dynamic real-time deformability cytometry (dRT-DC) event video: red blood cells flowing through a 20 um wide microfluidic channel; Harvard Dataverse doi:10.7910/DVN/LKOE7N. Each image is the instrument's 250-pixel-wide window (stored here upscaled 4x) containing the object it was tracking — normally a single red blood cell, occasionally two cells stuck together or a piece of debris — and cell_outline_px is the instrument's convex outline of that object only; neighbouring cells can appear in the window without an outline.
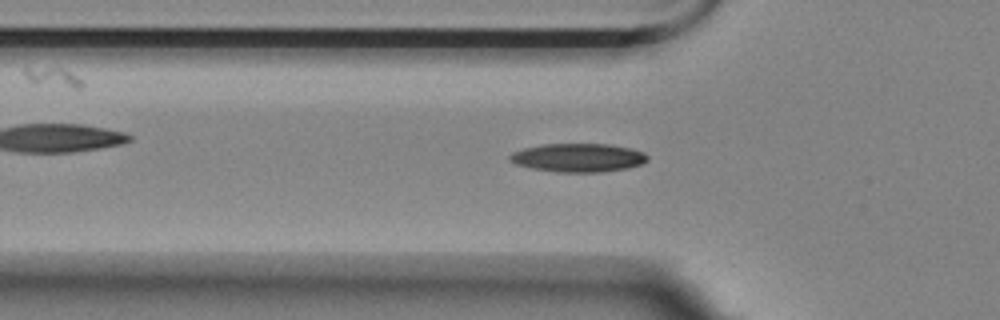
{"species": "Egyptian fruit bat (a non-hibernating species)", "species_latin": "Rousettus aegyptiacus", "temperature_condition": "room temperature", "stored_images_in_passage": 48, "camera_frame_rate_fps": 3000, "um_per_image_px": 0.085, "animal": {"sex": "female"}, "frame": {"image": 1, "passage_image": 12, "time_ms": 3.667, "image_size_px": [1000, 320], "cell_outline_px": [[648, 160], [640, 164], [628, 168], [600, 172], [556, 172], [532, 168], [516, 164], [508, 160], [508, 156], [512, 152], [524, 148], [544, 144], [608, 144], [628, 148], [644, 152], [648, 156]], "centroid_in_image_um": [49.12, 13.4], "position_along_channel_um": 76.7, "area_um2": 22.83}}
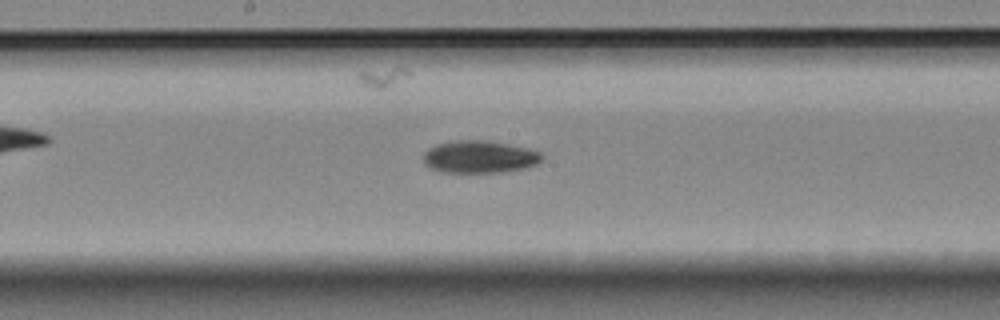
{"frame": {"image": 2, "passage_image": 23, "time_ms": 7.333, "image_size_px": [1000, 320], "cell_outline_px": [[544, 156], [536, 164], [524, 168], [500, 172], [440, 172], [424, 164], [424, 152], [428, 148], [436, 144], [452, 140], [488, 140], [528, 148], [540, 152]], "centroid_in_image_um": [40.73, 13.32], "position_along_channel_um": 207.5, "area_um2": 22.43}}
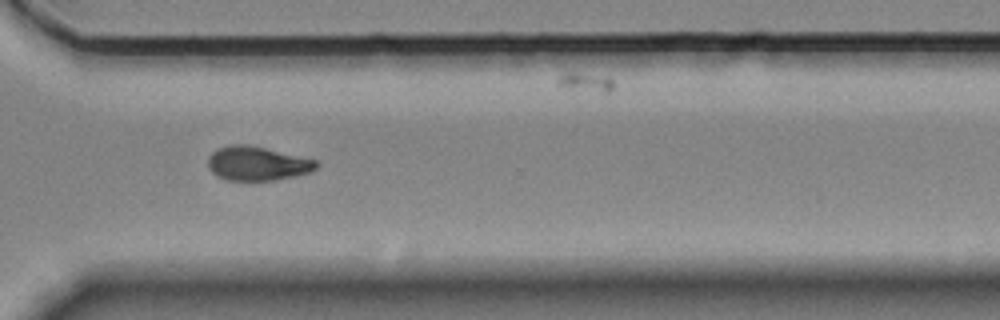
{"frame": {"image": 3, "passage_image": 35, "time_ms": 11.333, "image_size_px": [1000, 320], "cell_outline_px": [[320, 164], [316, 168], [308, 172], [276, 180], [228, 180], [216, 176], [208, 168], [208, 156], [216, 148], [232, 144], [244, 144], [264, 148], [316, 160]], "centroid_in_image_um": [21.81, 13.89], "position_along_channel_um": 348.8, "area_um2": 21.33}}